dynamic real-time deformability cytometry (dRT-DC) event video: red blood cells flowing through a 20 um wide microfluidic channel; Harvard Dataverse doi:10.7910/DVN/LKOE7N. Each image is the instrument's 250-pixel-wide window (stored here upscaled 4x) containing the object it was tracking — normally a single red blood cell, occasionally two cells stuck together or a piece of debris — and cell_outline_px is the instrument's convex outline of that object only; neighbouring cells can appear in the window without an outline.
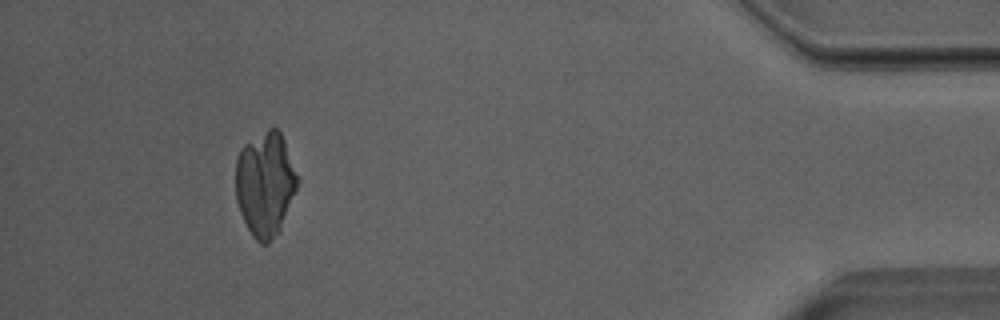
{"species": "Egyptian fruit bat (a non-hibernating species)", "species_latin": "Rousettus aegyptiacus", "temperature_condition": "room temperature", "stored_images_in_passage": 46, "camera_frame_rate_fps": 3000, "um_per_image_px": 0.085, "animal": {"sex": "male"}, "frame": {"image": 1, "passage_image": 42, "time_ms": 13.667, "image_size_px": [1000, 320], "cell_outline_px": [[296, 188], [280, 228], [268, 244], [260, 244], [252, 236], [240, 212], [236, 200], [236, 160], [240, 148], [244, 144], [268, 128], [276, 128], [280, 132], [284, 140], [296, 176]], "centroid_in_image_um": [22.49, 15.63], "position_along_channel_um": 412.7, "area_um2": 36.82}}